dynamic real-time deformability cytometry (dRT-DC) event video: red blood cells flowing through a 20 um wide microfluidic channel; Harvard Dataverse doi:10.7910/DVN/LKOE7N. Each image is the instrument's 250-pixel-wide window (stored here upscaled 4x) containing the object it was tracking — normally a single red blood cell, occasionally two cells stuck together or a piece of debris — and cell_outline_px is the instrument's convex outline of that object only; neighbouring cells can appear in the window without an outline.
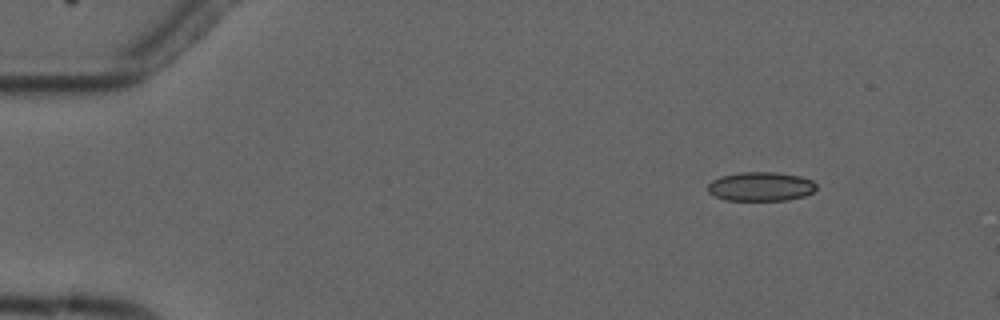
{"species": "common noctule bat (a hibernating species)", "species_latin": "Nyctalus noctula", "temperature_condition": "cold", "stored_images_in_passage": 2, "camera_frame_rate_fps": 3000, "um_per_image_px": 0.085, "animal": {"sex": "male", "forearm_length_mm": 52.5}, "frame": {"image": 1, "passage_image": 1, "time_ms": 0.0, "image_size_px": [1000, 320], "cell_outline_px": [[816, 188], [812, 192], [804, 196], [788, 200], [724, 200], [708, 192], [708, 184], [712, 180], [720, 176], [740, 172], [776, 172], [800, 176], [812, 180], [816, 184]], "centroid_in_image_um": [64.66, 15.85], "position_along_channel_um": 20.3, "area_um2": 18.44}}